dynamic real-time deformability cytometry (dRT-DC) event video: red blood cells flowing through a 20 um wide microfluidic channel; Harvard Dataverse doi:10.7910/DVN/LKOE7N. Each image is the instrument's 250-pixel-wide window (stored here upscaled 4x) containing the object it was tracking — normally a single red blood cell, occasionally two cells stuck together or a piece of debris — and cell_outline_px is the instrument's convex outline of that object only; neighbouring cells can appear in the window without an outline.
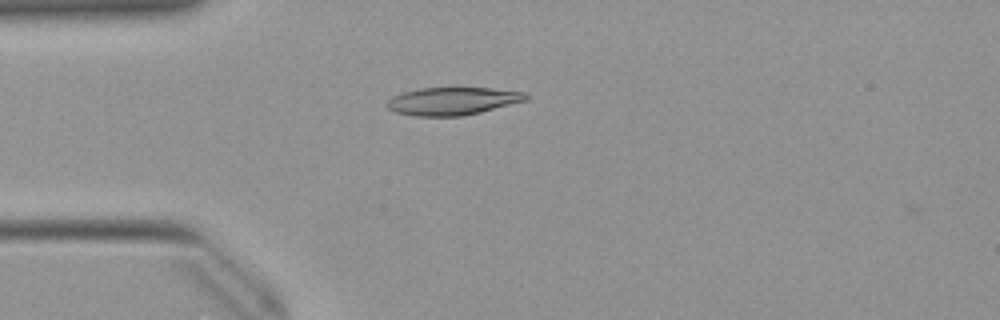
{"species": "Egyptian fruit bat (a non-hibernating species)", "species_latin": "Rousettus aegyptiacus", "temperature_condition": "warm", "stored_images_in_passage": 4, "camera_frame_rate_fps": 3000, "um_per_image_px": 0.085, "animal": {"sex": "female"}, "frame": {"image": 1, "passage_image": 2, "time_ms": 0.333, "image_size_px": [1000, 320], "cell_outline_px": [[528, 100], [480, 112], [460, 116], [416, 116], [396, 112], [388, 108], [384, 104], [392, 96], [404, 92], [420, 88], [492, 88], [524, 92], [528, 96]], "centroid_in_image_um": [38.46, 8.59], "position_along_channel_um": 46.5, "area_um2": 22.37}}